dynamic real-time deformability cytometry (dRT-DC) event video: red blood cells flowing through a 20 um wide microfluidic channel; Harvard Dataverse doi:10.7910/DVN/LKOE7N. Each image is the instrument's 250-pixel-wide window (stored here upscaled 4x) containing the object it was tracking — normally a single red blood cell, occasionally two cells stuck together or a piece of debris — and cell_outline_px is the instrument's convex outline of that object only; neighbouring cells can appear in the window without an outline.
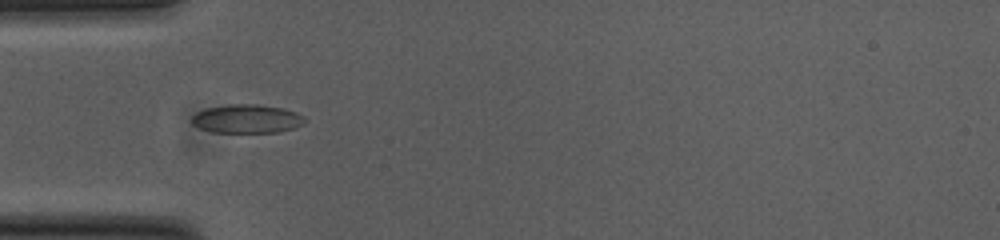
{"species": "common noctule bat (a hibernating species)", "species_latin": "Nyctalus noctula", "temperature_condition": "cold", "stored_images_in_passage": 39, "camera_frame_rate_fps": 3000, "um_per_image_px": 0.085, "animal": {"sex": "female", "body_mass_g": 23.0, "forearm_length_mm": 53.4}, "frame": {"image": 1, "passage_image": 2, "time_ms": 0.333, "image_size_px": [1000, 240], "cell_outline_px": [[304, 124], [292, 128], [276, 132], [212, 132], [200, 128], [192, 124], [192, 116], [196, 112], [208, 108], [228, 104], [256, 104], [284, 108], [296, 112], [304, 116]], "centroid_in_image_um": [20.98, 10.09], "position_along_channel_um": 64.0, "area_um2": 18.79}}
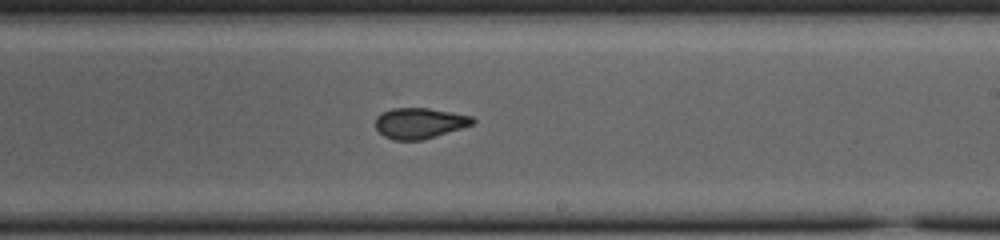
{"frame": {"image": 2, "passage_image": 17, "time_ms": 5.333, "image_size_px": [1000, 240], "cell_outline_px": [[476, 120], [472, 124], [460, 128], [420, 140], [392, 140], [384, 136], [376, 128], [376, 116], [380, 112], [392, 108], [428, 108], [472, 116]], "centroid_in_image_um": [35.61, 10.45], "position_along_channel_um": 253.4, "area_um2": 17.17}}
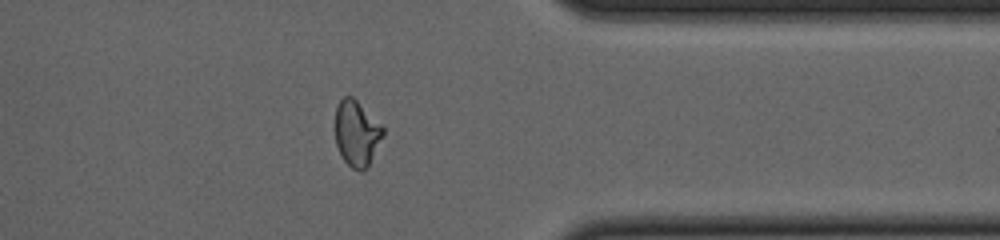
{"frame": {"image": 3, "passage_image": 28, "time_ms": 9.0, "image_size_px": [1000, 240], "cell_outline_px": [[384, 136], [368, 168], [360, 172], [352, 168], [344, 160], [336, 144], [336, 104], [344, 96], [352, 96], [384, 128]], "centroid_in_image_um": [30.34, 11.36], "position_along_channel_um": 381.1, "area_um2": 18.26}, "authors_computed_cell_mechanics": {"area_um2": 18.3804, "velocity_mm_per_s": 3.7933, "shape_relaxation_time_tau1_ms": null, "shape_relaxation_time_tau2_ms": 1.6685, "deformation_change_tau1": null, "deformation_change_tau2": 0.0705}}